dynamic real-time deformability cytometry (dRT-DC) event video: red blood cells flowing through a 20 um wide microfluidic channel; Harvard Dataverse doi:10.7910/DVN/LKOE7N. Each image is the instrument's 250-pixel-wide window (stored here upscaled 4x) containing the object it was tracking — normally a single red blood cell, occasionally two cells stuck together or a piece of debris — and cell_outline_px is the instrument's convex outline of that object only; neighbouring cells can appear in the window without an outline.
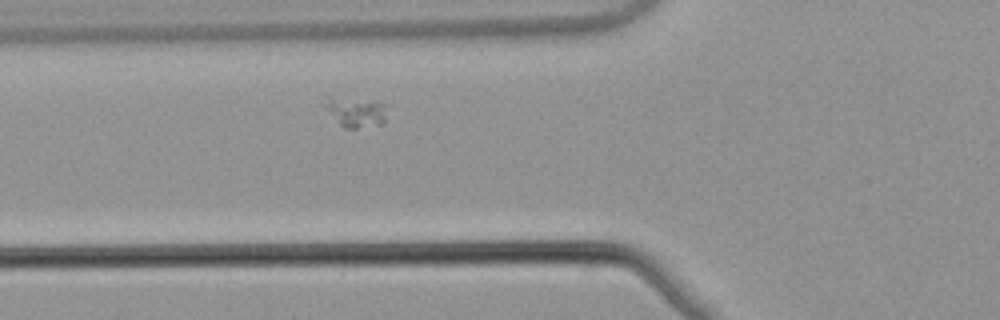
{"species": "common noctule bat (a hibernating species)", "species_latin": "Nyctalus noctula", "temperature_condition": "warm", "stored_images_in_passage": 41, "camera_frame_rate_fps": 3000, "um_per_image_px": 0.085, "animal": {"sex": "male", "body_mass_g": 21.5, "forearm_length_mm": 52.0}, "frame": {"image": 1, "passage_image": 6, "time_ms": 1.667, "image_size_px": [1000, 320], "cell_outline_px": [[392, 104], [384, 124], [356, 128], [344, 128], [324, 108], [328, 96], [380, 100]], "centroid_in_image_um": [30.39, 9.48], "position_along_channel_um": 95.4, "area_um2": 11.62}}
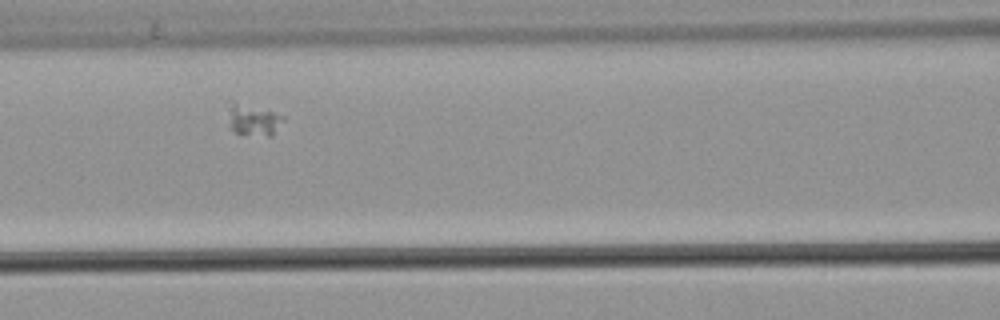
{"frame": {"image": 2, "passage_image": 10, "time_ms": 3.0, "image_size_px": [1000, 320], "cell_outline_px": [[284, 120], [272, 136], [240, 136], [232, 128], [224, 104], [232, 100], [272, 112], [284, 116]], "centroid_in_image_um": [21.45, 10.19], "position_along_channel_um": 145.1, "area_um2": 10.46}}
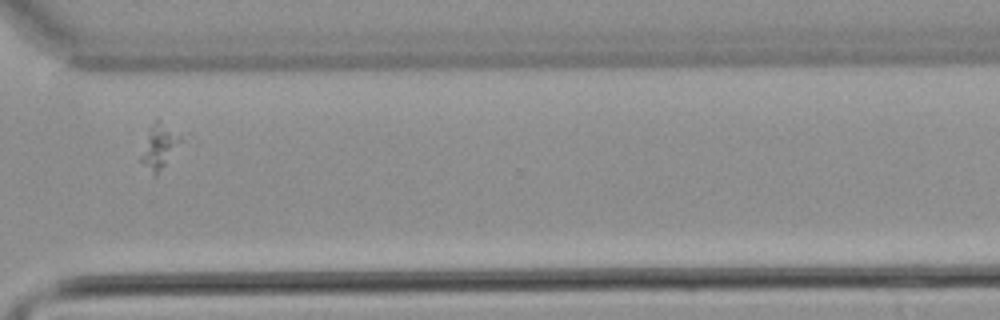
{"frame": {"image": 3, "passage_image": 27, "time_ms": 8.667, "image_size_px": [1000, 320], "cell_outline_px": [[192, 136], [156, 176], [152, 176], [140, 160], [140, 156], [148, 128], [156, 120], [160, 120], [188, 132]], "centroid_in_image_um": [13.76, 12.38], "position_along_channel_um": 356.8, "area_um2": 12.02}}